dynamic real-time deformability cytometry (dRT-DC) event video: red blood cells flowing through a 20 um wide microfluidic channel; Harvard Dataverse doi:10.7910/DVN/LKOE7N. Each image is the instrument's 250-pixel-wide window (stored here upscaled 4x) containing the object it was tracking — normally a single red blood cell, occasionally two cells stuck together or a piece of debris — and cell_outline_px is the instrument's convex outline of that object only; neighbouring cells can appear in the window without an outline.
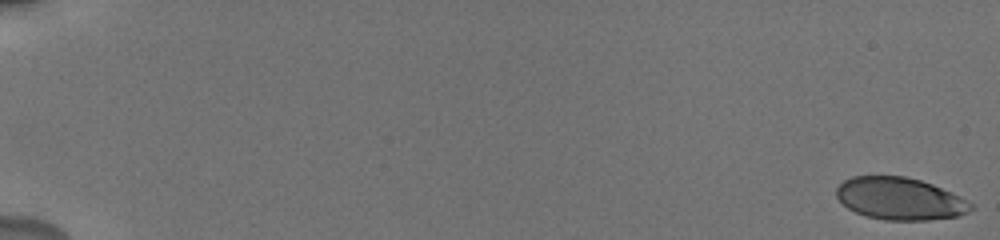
{"species": "human", "species_latin": "Homo sapiens", "temperature_condition": "cold", "stored_images_in_passage": 68, "camera_frame_rate_fps": 3000, "um_per_image_px": 0.085, "donor": {"sex": "male"}, "frame": {"image": 1, "passage_image": 1, "time_ms": 0.0, "image_size_px": [1000, 240], "cell_outline_px": [[972, 208], [968, 212], [960, 216], [928, 220], [884, 220], [864, 216], [848, 208], [836, 196], [836, 188], [844, 180], [852, 176], [904, 176], [920, 180], [932, 184], [952, 192], [960, 196], [972, 204]], "centroid_in_image_um": [76.49, 16.89], "position_along_channel_um": 8.5, "area_um2": 33.18}}
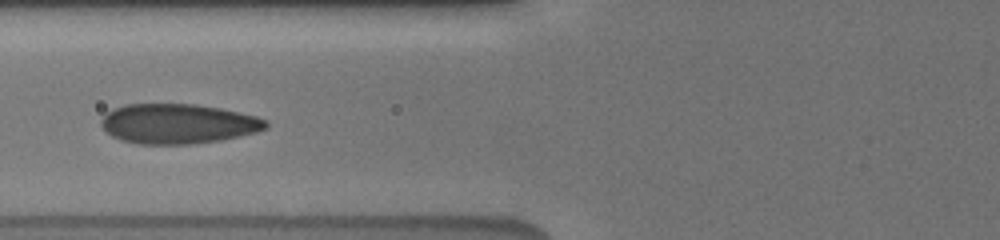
{"frame": {"image": 2, "passage_image": 34, "time_ms": 8.0, "image_size_px": [1000, 240], "cell_outline_px": [[268, 128], [256, 132], [220, 140], [188, 144], [140, 144], [120, 140], [112, 136], [100, 124], [100, 120], [104, 112], [112, 108], [124, 104], [196, 104], [220, 108], [256, 116], [268, 120]], "centroid_in_image_um": [15.1, 10.51], "position_along_channel_um": 110.7, "area_um2": 38.44}}
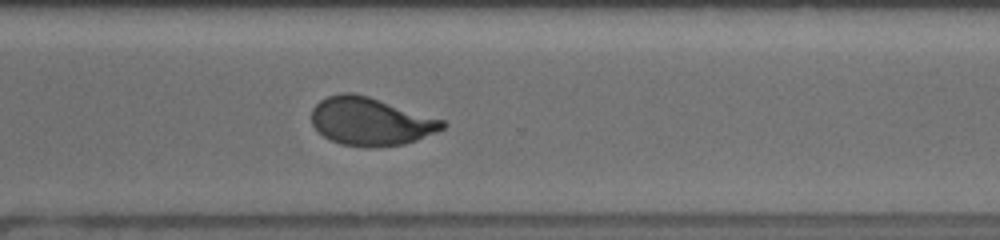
{"frame": {"image": 3, "passage_image": 51, "time_ms": 14.0, "image_size_px": [1000, 240], "cell_outline_px": [[448, 124], [444, 128], [436, 132], [416, 140], [404, 144], [372, 148], [340, 144], [324, 136], [312, 124], [312, 108], [320, 100], [328, 96], [340, 92], [352, 92], [368, 96], [444, 120]], "centroid_in_image_um": [31.5, 10.32], "position_along_channel_um": 339.1, "area_um2": 36.59}, "authors_computed_cell_mechanics": {"area_um2": 35.4603, "velocity_mm_per_s": 3.8215, "shape_relaxation_time_tau1_ms": 5.7872, "shape_relaxation_time_tau2_ms": null, "deformation_change_tau1": 0.1809, "deformation_change_tau2": null}}